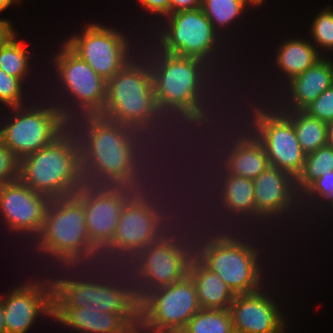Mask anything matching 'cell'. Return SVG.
Returning <instances> with one entry per match:
<instances>
[{
  "label": "cell",
  "mask_w": 333,
  "mask_h": 333,
  "mask_svg": "<svg viewBox=\"0 0 333 333\" xmlns=\"http://www.w3.org/2000/svg\"><path fill=\"white\" fill-rule=\"evenodd\" d=\"M173 151H146L130 153L129 165H144L145 168L159 167Z\"/></svg>",
  "instance_id": "11a10c76"
},
{
  "label": "cell",
  "mask_w": 333,
  "mask_h": 333,
  "mask_svg": "<svg viewBox=\"0 0 333 333\" xmlns=\"http://www.w3.org/2000/svg\"><path fill=\"white\" fill-rule=\"evenodd\" d=\"M198 190L199 180L197 165H195L193 161L191 165L159 195V198H154L151 202H142L140 206H143L150 212L154 222L179 220V211Z\"/></svg>",
  "instance_id": "83f0119b"
},
{
  "label": "cell",
  "mask_w": 333,
  "mask_h": 333,
  "mask_svg": "<svg viewBox=\"0 0 333 333\" xmlns=\"http://www.w3.org/2000/svg\"><path fill=\"white\" fill-rule=\"evenodd\" d=\"M152 24H155L154 29H151L153 35L148 34L147 38L149 39L150 37L151 40L147 39V44H144V41H141L142 44L135 41L133 45L129 40L130 36L125 35L126 32L119 38V54L123 68L143 69L152 72L165 61L178 56L173 41L167 32L161 26L159 27V24H157L158 26L156 23ZM136 42L138 44L136 46L140 47L141 45L142 48L136 47ZM143 44L145 46H142ZM148 44L150 45L149 47L147 46ZM143 47L146 51L143 50Z\"/></svg>",
  "instance_id": "4316f807"
},
{
  "label": "cell",
  "mask_w": 333,
  "mask_h": 333,
  "mask_svg": "<svg viewBox=\"0 0 333 333\" xmlns=\"http://www.w3.org/2000/svg\"><path fill=\"white\" fill-rule=\"evenodd\" d=\"M288 329H287V326L284 328V329H282L280 332H278V333H288V332H286Z\"/></svg>",
  "instance_id": "89a4df30"
},
{
  "label": "cell",
  "mask_w": 333,
  "mask_h": 333,
  "mask_svg": "<svg viewBox=\"0 0 333 333\" xmlns=\"http://www.w3.org/2000/svg\"><path fill=\"white\" fill-rule=\"evenodd\" d=\"M202 264L216 273L235 295L250 294L268 284V275H263L267 271L235 246L214 251Z\"/></svg>",
  "instance_id": "2e32d148"
},
{
  "label": "cell",
  "mask_w": 333,
  "mask_h": 333,
  "mask_svg": "<svg viewBox=\"0 0 333 333\" xmlns=\"http://www.w3.org/2000/svg\"><path fill=\"white\" fill-rule=\"evenodd\" d=\"M277 92L278 106L276 108V123L294 124L308 114V106L300 99L296 98L284 86L279 84ZM280 88V90H279ZM279 90V91H278Z\"/></svg>",
  "instance_id": "7dc6e473"
},
{
  "label": "cell",
  "mask_w": 333,
  "mask_h": 333,
  "mask_svg": "<svg viewBox=\"0 0 333 333\" xmlns=\"http://www.w3.org/2000/svg\"><path fill=\"white\" fill-rule=\"evenodd\" d=\"M7 109L11 113L0 122V141L19 160L50 144V121L30 103Z\"/></svg>",
  "instance_id": "7c38bea8"
},
{
  "label": "cell",
  "mask_w": 333,
  "mask_h": 333,
  "mask_svg": "<svg viewBox=\"0 0 333 333\" xmlns=\"http://www.w3.org/2000/svg\"><path fill=\"white\" fill-rule=\"evenodd\" d=\"M308 114L327 124L333 121V85L308 105Z\"/></svg>",
  "instance_id": "816d5d0a"
},
{
  "label": "cell",
  "mask_w": 333,
  "mask_h": 333,
  "mask_svg": "<svg viewBox=\"0 0 333 333\" xmlns=\"http://www.w3.org/2000/svg\"><path fill=\"white\" fill-rule=\"evenodd\" d=\"M290 174L281 169L269 166L254 182L256 208H269L277 205L285 195Z\"/></svg>",
  "instance_id": "74e56055"
},
{
  "label": "cell",
  "mask_w": 333,
  "mask_h": 333,
  "mask_svg": "<svg viewBox=\"0 0 333 333\" xmlns=\"http://www.w3.org/2000/svg\"><path fill=\"white\" fill-rule=\"evenodd\" d=\"M231 333H243V332H239V331L233 330Z\"/></svg>",
  "instance_id": "8c879c8a"
},
{
  "label": "cell",
  "mask_w": 333,
  "mask_h": 333,
  "mask_svg": "<svg viewBox=\"0 0 333 333\" xmlns=\"http://www.w3.org/2000/svg\"><path fill=\"white\" fill-rule=\"evenodd\" d=\"M13 288L0 296L4 308L5 333H27L36 320L42 317L39 299L33 288L24 283Z\"/></svg>",
  "instance_id": "4dcf8cb0"
},
{
  "label": "cell",
  "mask_w": 333,
  "mask_h": 333,
  "mask_svg": "<svg viewBox=\"0 0 333 333\" xmlns=\"http://www.w3.org/2000/svg\"><path fill=\"white\" fill-rule=\"evenodd\" d=\"M313 186L322 203L329 210L333 206V171L323 174L313 182Z\"/></svg>",
  "instance_id": "9f6ffc18"
},
{
  "label": "cell",
  "mask_w": 333,
  "mask_h": 333,
  "mask_svg": "<svg viewBox=\"0 0 333 333\" xmlns=\"http://www.w3.org/2000/svg\"><path fill=\"white\" fill-rule=\"evenodd\" d=\"M193 155L199 190L225 217L256 208L253 179L227 174L203 149H194Z\"/></svg>",
  "instance_id": "5b68a950"
},
{
  "label": "cell",
  "mask_w": 333,
  "mask_h": 333,
  "mask_svg": "<svg viewBox=\"0 0 333 333\" xmlns=\"http://www.w3.org/2000/svg\"><path fill=\"white\" fill-rule=\"evenodd\" d=\"M331 8V9H330ZM309 27L311 43L318 52L325 56L326 51H333V9L331 6L325 7L318 13ZM321 48V49H320ZM325 50V51H324ZM324 52V53H321Z\"/></svg>",
  "instance_id": "f6af8a7d"
},
{
  "label": "cell",
  "mask_w": 333,
  "mask_h": 333,
  "mask_svg": "<svg viewBox=\"0 0 333 333\" xmlns=\"http://www.w3.org/2000/svg\"><path fill=\"white\" fill-rule=\"evenodd\" d=\"M332 171L333 149L328 145H325L306 155L304 167L299 177L304 181L313 183L323 174Z\"/></svg>",
  "instance_id": "bcb514c9"
},
{
  "label": "cell",
  "mask_w": 333,
  "mask_h": 333,
  "mask_svg": "<svg viewBox=\"0 0 333 333\" xmlns=\"http://www.w3.org/2000/svg\"><path fill=\"white\" fill-rule=\"evenodd\" d=\"M203 150L229 175L255 179L270 165L255 136H227L211 140Z\"/></svg>",
  "instance_id": "30bf717a"
},
{
  "label": "cell",
  "mask_w": 333,
  "mask_h": 333,
  "mask_svg": "<svg viewBox=\"0 0 333 333\" xmlns=\"http://www.w3.org/2000/svg\"><path fill=\"white\" fill-rule=\"evenodd\" d=\"M41 230L52 249L82 250L94 246L87 234L82 204L47 209Z\"/></svg>",
  "instance_id": "603a6c76"
},
{
  "label": "cell",
  "mask_w": 333,
  "mask_h": 333,
  "mask_svg": "<svg viewBox=\"0 0 333 333\" xmlns=\"http://www.w3.org/2000/svg\"><path fill=\"white\" fill-rule=\"evenodd\" d=\"M328 211H330V212L333 211V206H332V207L330 208V210H328ZM332 213H333V212L329 213V216H330V214H331V216H332V215H333Z\"/></svg>",
  "instance_id": "2644e50d"
},
{
  "label": "cell",
  "mask_w": 333,
  "mask_h": 333,
  "mask_svg": "<svg viewBox=\"0 0 333 333\" xmlns=\"http://www.w3.org/2000/svg\"><path fill=\"white\" fill-rule=\"evenodd\" d=\"M10 20L0 18V48L17 32Z\"/></svg>",
  "instance_id": "be15d7a7"
},
{
  "label": "cell",
  "mask_w": 333,
  "mask_h": 333,
  "mask_svg": "<svg viewBox=\"0 0 333 333\" xmlns=\"http://www.w3.org/2000/svg\"><path fill=\"white\" fill-rule=\"evenodd\" d=\"M104 119V108L76 107L67 118L50 121V144L71 152L85 150Z\"/></svg>",
  "instance_id": "d4e9b609"
},
{
  "label": "cell",
  "mask_w": 333,
  "mask_h": 333,
  "mask_svg": "<svg viewBox=\"0 0 333 333\" xmlns=\"http://www.w3.org/2000/svg\"><path fill=\"white\" fill-rule=\"evenodd\" d=\"M223 45L221 43V45L208 49L195 57L201 84L200 112L198 118L184 131L185 138L192 143L194 149H203L211 140L227 136H256L267 125L276 123L278 95L273 93L271 96V93L266 92L265 95L269 94L268 97L270 96V98H265L263 92L262 98L256 95L258 98L254 99L250 95L239 93L242 98L235 93L236 91H233L235 89L232 87V79L225 77L224 80L223 77L226 74L228 75L226 72H229V70H223L221 67L227 68L229 65L226 66L228 62L227 58L224 57L226 56V45ZM222 57L226 59V62ZM221 80H229L231 83L229 81L226 83L231 86L226 85ZM231 92L233 95H231ZM234 96L238 100L241 99L246 105L237 99L235 101L234 98L236 97Z\"/></svg>",
  "instance_id": "6da1fadb"
},
{
  "label": "cell",
  "mask_w": 333,
  "mask_h": 333,
  "mask_svg": "<svg viewBox=\"0 0 333 333\" xmlns=\"http://www.w3.org/2000/svg\"><path fill=\"white\" fill-rule=\"evenodd\" d=\"M19 177V159L0 141V185Z\"/></svg>",
  "instance_id": "f5cc1de1"
},
{
  "label": "cell",
  "mask_w": 333,
  "mask_h": 333,
  "mask_svg": "<svg viewBox=\"0 0 333 333\" xmlns=\"http://www.w3.org/2000/svg\"><path fill=\"white\" fill-rule=\"evenodd\" d=\"M116 326V313L95 311L90 304L83 308H72L71 319L64 328L78 333H111Z\"/></svg>",
  "instance_id": "60d3db41"
},
{
  "label": "cell",
  "mask_w": 333,
  "mask_h": 333,
  "mask_svg": "<svg viewBox=\"0 0 333 333\" xmlns=\"http://www.w3.org/2000/svg\"><path fill=\"white\" fill-rule=\"evenodd\" d=\"M248 4L251 5V9H252V6L253 8L254 7H258V5L261 7L262 3L265 2V0H245Z\"/></svg>",
  "instance_id": "a7ac6f4b"
},
{
  "label": "cell",
  "mask_w": 333,
  "mask_h": 333,
  "mask_svg": "<svg viewBox=\"0 0 333 333\" xmlns=\"http://www.w3.org/2000/svg\"><path fill=\"white\" fill-rule=\"evenodd\" d=\"M323 206L324 204L319 198L318 192L315 190L313 183L304 181L299 176H295L289 180L284 198L279 202V213L281 216H288L289 219L293 218V220L296 221L298 220L297 218L300 219L301 216L302 218L300 221H302L305 215L307 216L309 213L311 215L312 212L314 214L315 210L320 211V216L322 213L324 214V211H326L327 214L330 213L327 211L328 209ZM305 209L306 211L309 209L307 213Z\"/></svg>",
  "instance_id": "e575fe53"
},
{
  "label": "cell",
  "mask_w": 333,
  "mask_h": 333,
  "mask_svg": "<svg viewBox=\"0 0 333 333\" xmlns=\"http://www.w3.org/2000/svg\"><path fill=\"white\" fill-rule=\"evenodd\" d=\"M153 242L174 250H181L182 240L179 220L154 222Z\"/></svg>",
  "instance_id": "681fc988"
},
{
  "label": "cell",
  "mask_w": 333,
  "mask_h": 333,
  "mask_svg": "<svg viewBox=\"0 0 333 333\" xmlns=\"http://www.w3.org/2000/svg\"><path fill=\"white\" fill-rule=\"evenodd\" d=\"M151 74L160 112L184 132L200 112L201 84L195 58L176 56Z\"/></svg>",
  "instance_id": "7a4b0ae2"
},
{
  "label": "cell",
  "mask_w": 333,
  "mask_h": 333,
  "mask_svg": "<svg viewBox=\"0 0 333 333\" xmlns=\"http://www.w3.org/2000/svg\"><path fill=\"white\" fill-rule=\"evenodd\" d=\"M16 32L1 48H0V69L8 75L20 79L23 83L26 78H30L31 73V52L29 54L26 44L18 40ZM29 76V77H28Z\"/></svg>",
  "instance_id": "ab89813d"
},
{
  "label": "cell",
  "mask_w": 333,
  "mask_h": 333,
  "mask_svg": "<svg viewBox=\"0 0 333 333\" xmlns=\"http://www.w3.org/2000/svg\"><path fill=\"white\" fill-rule=\"evenodd\" d=\"M179 222L181 251L190 265L202 263L216 250L234 246L223 212L200 190L179 211Z\"/></svg>",
  "instance_id": "3957f363"
},
{
  "label": "cell",
  "mask_w": 333,
  "mask_h": 333,
  "mask_svg": "<svg viewBox=\"0 0 333 333\" xmlns=\"http://www.w3.org/2000/svg\"><path fill=\"white\" fill-rule=\"evenodd\" d=\"M225 218H226V224L230 227V229L232 230V233H233L234 246L239 248L242 252H244L248 257H250L251 259L256 261L258 264L263 266L265 271H266L267 264L264 262H266L265 259L267 257L264 258V256H262V253H265L264 252L265 249H263V246H260V244H258V243L262 242L259 240L262 239L263 236H260L261 238L257 237L258 235H261V234L256 233V232H260V231L264 230V228H266V232H267L268 229L270 230V228H267V227H270L272 222H273V225H275V227L277 224V228H278L279 222H280L279 225L281 226V224H282L283 227H285L284 225H287L288 223L290 225V223L295 222V221L288 222L290 220L288 216L280 215L279 203L277 205H275L274 207L253 208L250 211L235 214V215H229V216H226ZM282 222L283 223L286 222V224H283ZM257 224H258V226H257ZM263 226H265V227H263ZM252 229H254V230H252ZM257 230H259V231H257ZM253 237H255V239H253ZM262 250H263V252H262ZM263 260H265V261H263ZM264 264H266L265 267H264Z\"/></svg>",
  "instance_id": "7402d4cb"
},
{
  "label": "cell",
  "mask_w": 333,
  "mask_h": 333,
  "mask_svg": "<svg viewBox=\"0 0 333 333\" xmlns=\"http://www.w3.org/2000/svg\"><path fill=\"white\" fill-rule=\"evenodd\" d=\"M19 5V3H21V0H0V13L9 8L10 6H12L13 4H17Z\"/></svg>",
  "instance_id": "e7e4bbea"
},
{
  "label": "cell",
  "mask_w": 333,
  "mask_h": 333,
  "mask_svg": "<svg viewBox=\"0 0 333 333\" xmlns=\"http://www.w3.org/2000/svg\"><path fill=\"white\" fill-rule=\"evenodd\" d=\"M152 291L156 326L160 333H180L190 318L201 309L196 286L189 275Z\"/></svg>",
  "instance_id": "e0dca14e"
},
{
  "label": "cell",
  "mask_w": 333,
  "mask_h": 333,
  "mask_svg": "<svg viewBox=\"0 0 333 333\" xmlns=\"http://www.w3.org/2000/svg\"><path fill=\"white\" fill-rule=\"evenodd\" d=\"M55 274V275H53ZM41 279L32 288L39 299L41 315L54 320L57 325L67 326L71 319L70 292L73 279L64 271L54 272ZM58 275V276H57Z\"/></svg>",
  "instance_id": "f1b7e54d"
},
{
  "label": "cell",
  "mask_w": 333,
  "mask_h": 333,
  "mask_svg": "<svg viewBox=\"0 0 333 333\" xmlns=\"http://www.w3.org/2000/svg\"><path fill=\"white\" fill-rule=\"evenodd\" d=\"M126 201L117 186H105L82 203L87 234L94 245L105 247L112 240Z\"/></svg>",
  "instance_id": "ffe728a7"
},
{
  "label": "cell",
  "mask_w": 333,
  "mask_h": 333,
  "mask_svg": "<svg viewBox=\"0 0 333 333\" xmlns=\"http://www.w3.org/2000/svg\"><path fill=\"white\" fill-rule=\"evenodd\" d=\"M123 32L120 28L89 23L79 34L66 37L63 43L108 81L123 68L118 46Z\"/></svg>",
  "instance_id": "ba28073f"
},
{
  "label": "cell",
  "mask_w": 333,
  "mask_h": 333,
  "mask_svg": "<svg viewBox=\"0 0 333 333\" xmlns=\"http://www.w3.org/2000/svg\"><path fill=\"white\" fill-rule=\"evenodd\" d=\"M105 186L97 174L90 154L86 150L72 152L70 175L46 194L47 209L58 210L82 204L90 195Z\"/></svg>",
  "instance_id": "d6986e66"
},
{
  "label": "cell",
  "mask_w": 333,
  "mask_h": 333,
  "mask_svg": "<svg viewBox=\"0 0 333 333\" xmlns=\"http://www.w3.org/2000/svg\"><path fill=\"white\" fill-rule=\"evenodd\" d=\"M11 233V235L13 236L15 233V235L20 236L21 238H24V241L22 239V241H24L25 243L27 242V246L29 245V248H32L33 250H30L32 253L36 252V254H40V251H51L52 248L47 244V242L44 240V236L42 233V230H37V229H14V230H10L9 231ZM20 234V235H19ZM23 236V237H22ZM29 238V239H28ZM31 239V240H30ZM31 243L29 244L28 243ZM33 243V244H32ZM24 244V243H23ZM31 246V247H30ZM26 247V246H25ZM25 249V248H24ZM29 250V249H28ZM36 250V251H35ZM38 252V253H37ZM31 253V254H32ZM32 254V255H36V254Z\"/></svg>",
  "instance_id": "db71d44e"
},
{
  "label": "cell",
  "mask_w": 333,
  "mask_h": 333,
  "mask_svg": "<svg viewBox=\"0 0 333 333\" xmlns=\"http://www.w3.org/2000/svg\"><path fill=\"white\" fill-rule=\"evenodd\" d=\"M55 264L61 267L63 271L71 274L75 271L74 250L70 249H53ZM71 271V272H70Z\"/></svg>",
  "instance_id": "91938a15"
},
{
  "label": "cell",
  "mask_w": 333,
  "mask_h": 333,
  "mask_svg": "<svg viewBox=\"0 0 333 333\" xmlns=\"http://www.w3.org/2000/svg\"><path fill=\"white\" fill-rule=\"evenodd\" d=\"M56 81L72 97L76 107L104 108L107 98V81L99 76L83 59L65 43L52 55ZM58 79V80H57Z\"/></svg>",
  "instance_id": "52a82bcc"
},
{
  "label": "cell",
  "mask_w": 333,
  "mask_h": 333,
  "mask_svg": "<svg viewBox=\"0 0 333 333\" xmlns=\"http://www.w3.org/2000/svg\"><path fill=\"white\" fill-rule=\"evenodd\" d=\"M111 120L124 139H136L137 135L145 134L155 123H168L169 121H151L134 118L105 117Z\"/></svg>",
  "instance_id": "f907efd6"
},
{
  "label": "cell",
  "mask_w": 333,
  "mask_h": 333,
  "mask_svg": "<svg viewBox=\"0 0 333 333\" xmlns=\"http://www.w3.org/2000/svg\"><path fill=\"white\" fill-rule=\"evenodd\" d=\"M72 152L51 144L19 160V179L37 193L46 195L70 175Z\"/></svg>",
  "instance_id": "ac0fdd59"
},
{
  "label": "cell",
  "mask_w": 333,
  "mask_h": 333,
  "mask_svg": "<svg viewBox=\"0 0 333 333\" xmlns=\"http://www.w3.org/2000/svg\"><path fill=\"white\" fill-rule=\"evenodd\" d=\"M138 1L140 8H145V12L149 13L153 18L156 17L158 24V20L161 18H165L170 14V0H136ZM147 10V11H146ZM152 13V14H151ZM159 16V17H157Z\"/></svg>",
  "instance_id": "680465c9"
},
{
  "label": "cell",
  "mask_w": 333,
  "mask_h": 333,
  "mask_svg": "<svg viewBox=\"0 0 333 333\" xmlns=\"http://www.w3.org/2000/svg\"><path fill=\"white\" fill-rule=\"evenodd\" d=\"M193 153L194 147L186 139L159 167L129 165L125 178L117 187L129 202L137 205L151 202L154 198H159L179 174L191 165L194 161Z\"/></svg>",
  "instance_id": "8992f818"
},
{
  "label": "cell",
  "mask_w": 333,
  "mask_h": 333,
  "mask_svg": "<svg viewBox=\"0 0 333 333\" xmlns=\"http://www.w3.org/2000/svg\"><path fill=\"white\" fill-rule=\"evenodd\" d=\"M154 220L143 206L126 201L112 240L105 246L127 262L153 242Z\"/></svg>",
  "instance_id": "44dd1931"
},
{
  "label": "cell",
  "mask_w": 333,
  "mask_h": 333,
  "mask_svg": "<svg viewBox=\"0 0 333 333\" xmlns=\"http://www.w3.org/2000/svg\"><path fill=\"white\" fill-rule=\"evenodd\" d=\"M250 6L245 0H201L203 12L215 30L225 39L227 35L222 34L223 31L228 32V29L233 27L231 24H235Z\"/></svg>",
  "instance_id": "f35d334b"
},
{
  "label": "cell",
  "mask_w": 333,
  "mask_h": 333,
  "mask_svg": "<svg viewBox=\"0 0 333 333\" xmlns=\"http://www.w3.org/2000/svg\"><path fill=\"white\" fill-rule=\"evenodd\" d=\"M276 49V70L280 71L283 76L281 79H284L280 80L281 86L294 76L305 72L323 57L311 41L299 37L282 41Z\"/></svg>",
  "instance_id": "1f68e13d"
},
{
  "label": "cell",
  "mask_w": 333,
  "mask_h": 333,
  "mask_svg": "<svg viewBox=\"0 0 333 333\" xmlns=\"http://www.w3.org/2000/svg\"><path fill=\"white\" fill-rule=\"evenodd\" d=\"M233 324L228 309H203L197 311L180 333H231Z\"/></svg>",
  "instance_id": "b9f144b4"
},
{
  "label": "cell",
  "mask_w": 333,
  "mask_h": 333,
  "mask_svg": "<svg viewBox=\"0 0 333 333\" xmlns=\"http://www.w3.org/2000/svg\"><path fill=\"white\" fill-rule=\"evenodd\" d=\"M327 126H328L327 145L333 149V121L329 122Z\"/></svg>",
  "instance_id": "03108f58"
},
{
  "label": "cell",
  "mask_w": 333,
  "mask_h": 333,
  "mask_svg": "<svg viewBox=\"0 0 333 333\" xmlns=\"http://www.w3.org/2000/svg\"><path fill=\"white\" fill-rule=\"evenodd\" d=\"M127 273L117 283H83L73 280L70 292L72 308H83L91 304L95 311L116 313L121 306L125 289L132 283Z\"/></svg>",
  "instance_id": "f546056e"
},
{
  "label": "cell",
  "mask_w": 333,
  "mask_h": 333,
  "mask_svg": "<svg viewBox=\"0 0 333 333\" xmlns=\"http://www.w3.org/2000/svg\"><path fill=\"white\" fill-rule=\"evenodd\" d=\"M189 266L181 250L152 242L128 261V273L133 282L154 290L185 278Z\"/></svg>",
  "instance_id": "9c48e42d"
},
{
  "label": "cell",
  "mask_w": 333,
  "mask_h": 333,
  "mask_svg": "<svg viewBox=\"0 0 333 333\" xmlns=\"http://www.w3.org/2000/svg\"><path fill=\"white\" fill-rule=\"evenodd\" d=\"M23 84L20 79L8 75L0 69V103L3 106L5 105V109L23 106L29 102L26 98L27 94H25L27 91L23 92V89H25Z\"/></svg>",
  "instance_id": "c3c4849f"
},
{
  "label": "cell",
  "mask_w": 333,
  "mask_h": 333,
  "mask_svg": "<svg viewBox=\"0 0 333 333\" xmlns=\"http://www.w3.org/2000/svg\"><path fill=\"white\" fill-rule=\"evenodd\" d=\"M188 275L194 281L198 303L203 309H229L235 294L229 286L202 263L189 266Z\"/></svg>",
  "instance_id": "d6a6232c"
},
{
  "label": "cell",
  "mask_w": 333,
  "mask_h": 333,
  "mask_svg": "<svg viewBox=\"0 0 333 333\" xmlns=\"http://www.w3.org/2000/svg\"><path fill=\"white\" fill-rule=\"evenodd\" d=\"M186 140L184 132L172 121L155 123L145 134L136 139H124L130 153L146 151H175Z\"/></svg>",
  "instance_id": "8d00e7d4"
},
{
  "label": "cell",
  "mask_w": 333,
  "mask_h": 333,
  "mask_svg": "<svg viewBox=\"0 0 333 333\" xmlns=\"http://www.w3.org/2000/svg\"><path fill=\"white\" fill-rule=\"evenodd\" d=\"M0 333H5L4 308L0 299Z\"/></svg>",
  "instance_id": "003e7915"
},
{
  "label": "cell",
  "mask_w": 333,
  "mask_h": 333,
  "mask_svg": "<svg viewBox=\"0 0 333 333\" xmlns=\"http://www.w3.org/2000/svg\"><path fill=\"white\" fill-rule=\"evenodd\" d=\"M40 256V257H37L38 259L40 258H43V259H41V260H44V261H41L42 262V264H44V262H46L45 264H46V266H45V264H44V267H42V266H38L39 264V262H37V268L38 267H42V268H44V269H42V271L40 272L41 274H42V272L46 269L47 271H44L43 272V276L44 277H42V275H40V276H37V275H35L36 277H38V278H36V277H34V279L32 278V279H27V282L25 281L24 283L26 284V285H28V286H30V287H33L38 281H40L41 280V278L43 279H45V278H49V275H51V274H53L54 272H59V271H63L62 270V268L61 267H58L56 264H55V261H54V256H53V249L51 250V251H40V254H36V256ZM44 256V257H43ZM34 258H36L35 256H34ZM37 258H36V260H37ZM40 259L38 260V261H40ZM48 259H49V261H48ZM48 261V262H47ZM50 265V266H49ZM54 265V266H53ZM48 266V267H47ZM47 267V268H46ZM50 267H51V269H50ZM53 267V268H52ZM51 270V271H50ZM50 271V272H49ZM49 273V274H48ZM47 275V276H46ZM30 281V282H29Z\"/></svg>",
  "instance_id": "6f0895ef"
},
{
  "label": "cell",
  "mask_w": 333,
  "mask_h": 333,
  "mask_svg": "<svg viewBox=\"0 0 333 333\" xmlns=\"http://www.w3.org/2000/svg\"><path fill=\"white\" fill-rule=\"evenodd\" d=\"M71 277L83 283H117L128 273V262L104 246L74 250Z\"/></svg>",
  "instance_id": "484cf974"
},
{
  "label": "cell",
  "mask_w": 333,
  "mask_h": 333,
  "mask_svg": "<svg viewBox=\"0 0 333 333\" xmlns=\"http://www.w3.org/2000/svg\"><path fill=\"white\" fill-rule=\"evenodd\" d=\"M263 145L269 165L292 177L303 170L306 154L297 139L293 124L272 123L255 136Z\"/></svg>",
  "instance_id": "cb8c5ba5"
},
{
  "label": "cell",
  "mask_w": 333,
  "mask_h": 333,
  "mask_svg": "<svg viewBox=\"0 0 333 333\" xmlns=\"http://www.w3.org/2000/svg\"><path fill=\"white\" fill-rule=\"evenodd\" d=\"M111 333H160L156 325L141 322H130L116 326Z\"/></svg>",
  "instance_id": "94428289"
},
{
  "label": "cell",
  "mask_w": 333,
  "mask_h": 333,
  "mask_svg": "<svg viewBox=\"0 0 333 333\" xmlns=\"http://www.w3.org/2000/svg\"><path fill=\"white\" fill-rule=\"evenodd\" d=\"M106 186H118L125 178L130 162L127 143L111 120L104 121L94 130L85 149Z\"/></svg>",
  "instance_id": "4fadbf2b"
},
{
  "label": "cell",
  "mask_w": 333,
  "mask_h": 333,
  "mask_svg": "<svg viewBox=\"0 0 333 333\" xmlns=\"http://www.w3.org/2000/svg\"><path fill=\"white\" fill-rule=\"evenodd\" d=\"M105 117L169 121L160 112L150 71L122 68L107 81Z\"/></svg>",
  "instance_id": "277c9868"
},
{
  "label": "cell",
  "mask_w": 333,
  "mask_h": 333,
  "mask_svg": "<svg viewBox=\"0 0 333 333\" xmlns=\"http://www.w3.org/2000/svg\"><path fill=\"white\" fill-rule=\"evenodd\" d=\"M158 23L171 37L178 56L195 58L225 41L202 8L177 11Z\"/></svg>",
  "instance_id": "8fae6325"
},
{
  "label": "cell",
  "mask_w": 333,
  "mask_h": 333,
  "mask_svg": "<svg viewBox=\"0 0 333 333\" xmlns=\"http://www.w3.org/2000/svg\"><path fill=\"white\" fill-rule=\"evenodd\" d=\"M116 320L118 325L130 322L156 325L153 291L132 282L125 289L121 306L116 312Z\"/></svg>",
  "instance_id": "d590c367"
},
{
  "label": "cell",
  "mask_w": 333,
  "mask_h": 333,
  "mask_svg": "<svg viewBox=\"0 0 333 333\" xmlns=\"http://www.w3.org/2000/svg\"><path fill=\"white\" fill-rule=\"evenodd\" d=\"M46 210V195L35 192L19 178L0 185V219L7 230H41Z\"/></svg>",
  "instance_id": "9a60e30c"
},
{
  "label": "cell",
  "mask_w": 333,
  "mask_h": 333,
  "mask_svg": "<svg viewBox=\"0 0 333 333\" xmlns=\"http://www.w3.org/2000/svg\"><path fill=\"white\" fill-rule=\"evenodd\" d=\"M55 85H56V88L58 85L57 92H56V89H54ZM55 85L50 90V91H53V93H55L54 95H53V93H51V95H49L50 93L47 94L46 92H44L46 94L44 100H42L41 99L42 97L39 95L41 102H40V100H36L37 98H35V100L32 101V103H31V105L38 112V114L49 121L67 118L76 108V106L73 103L72 97L69 95V93L65 89V87L61 83H59V81H57V82L55 81ZM59 90L61 91L60 93L58 92ZM57 93H58L59 97L57 96ZM46 96L48 99H46ZM53 96H54L53 99H55V100L52 99ZM56 96H57V98H56ZM33 102H35L36 104Z\"/></svg>",
  "instance_id": "ee69618b"
},
{
  "label": "cell",
  "mask_w": 333,
  "mask_h": 333,
  "mask_svg": "<svg viewBox=\"0 0 333 333\" xmlns=\"http://www.w3.org/2000/svg\"><path fill=\"white\" fill-rule=\"evenodd\" d=\"M323 56L300 75L294 76L283 86L307 106L333 85V61Z\"/></svg>",
  "instance_id": "836d02e7"
},
{
  "label": "cell",
  "mask_w": 333,
  "mask_h": 333,
  "mask_svg": "<svg viewBox=\"0 0 333 333\" xmlns=\"http://www.w3.org/2000/svg\"><path fill=\"white\" fill-rule=\"evenodd\" d=\"M293 125L300 146L306 155L327 145L328 126L326 122L307 114Z\"/></svg>",
  "instance_id": "7bdbcfd3"
},
{
  "label": "cell",
  "mask_w": 333,
  "mask_h": 333,
  "mask_svg": "<svg viewBox=\"0 0 333 333\" xmlns=\"http://www.w3.org/2000/svg\"><path fill=\"white\" fill-rule=\"evenodd\" d=\"M265 287L250 294L235 295L228 309L233 330L243 333H278L288 326L287 316L279 309L272 294L269 295V287Z\"/></svg>",
  "instance_id": "5bb4252c"
},
{
  "label": "cell",
  "mask_w": 333,
  "mask_h": 333,
  "mask_svg": "<svg viewBox=\"0 0 333 333\" xmlns=\"http://www.w3.org/2000/svg\"><path fill=\"white\" fill-rule=\"evenodd\" d=\"M201 8V0H170V14Z\"/></svg>",
  "instance_id": "6125c7cd"
}]
</instances>
